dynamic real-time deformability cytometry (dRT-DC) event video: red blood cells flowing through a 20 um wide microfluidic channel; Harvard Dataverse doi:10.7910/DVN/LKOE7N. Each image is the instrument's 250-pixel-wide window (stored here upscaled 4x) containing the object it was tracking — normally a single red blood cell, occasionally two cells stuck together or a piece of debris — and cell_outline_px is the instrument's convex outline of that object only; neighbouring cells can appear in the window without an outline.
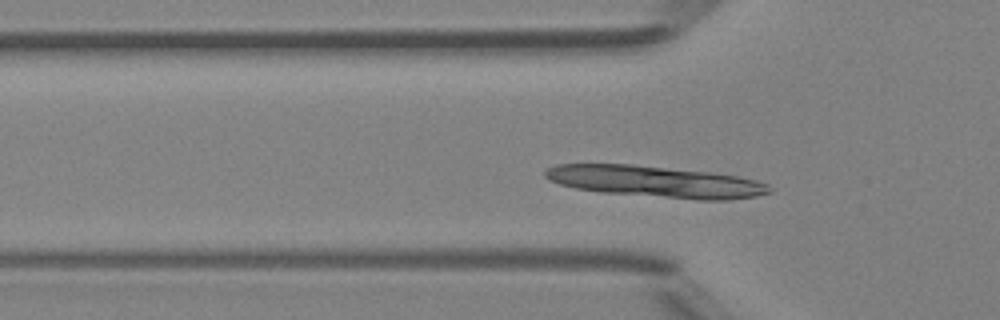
{"species": "Egyptian fruit bat (a non-hibernating species)", "species_latin": "Rousettus aegyptiacus", "temperature_condition": "room temperature", "stored_images_in_passage": 50, "camera_frame_rate_fps": 3000, "um_per_image_px": 0.085, "animal": {"sex": "female"}, "frame": {"image": 1, "passage_image": 16, "time_ms": 5.0, "image_size_px": [1000, 320], "cell_outline_px": [[772, 192], [756, 196], [728, 200], [700, 200], [600, 192], [576, 188], [560, 184], [548, 180], [544, 176], [544, 172], [548, 168], [556, 164], [632, 164], [708, 172], [736, 176], [756, 180], [768, 184], [772, 188]], "centroid_in_image_um": [55.72, 15.44], "position_along_channel_um": 70.1, "area_um2": 41.04}}
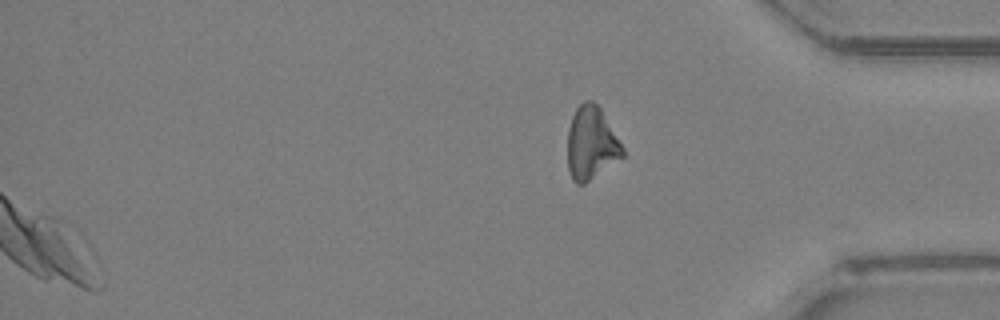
{"frame": {"image": 2, "passage_image": 50, "time_ms": 16.333, "image_size_px": [1000, 320], "cell_outline_px": [[624, 156], [584, 184], [576, 184], [572, 180], [568, 168], [568, 128], [572, 116], [576, 108], [584, 100], [592, 100], [600, 108], [624, 148]], "centroid_in_image_um": [50.24, 12.18], "position_along_channel_um": 385.0, "area_um2": 23.29}}